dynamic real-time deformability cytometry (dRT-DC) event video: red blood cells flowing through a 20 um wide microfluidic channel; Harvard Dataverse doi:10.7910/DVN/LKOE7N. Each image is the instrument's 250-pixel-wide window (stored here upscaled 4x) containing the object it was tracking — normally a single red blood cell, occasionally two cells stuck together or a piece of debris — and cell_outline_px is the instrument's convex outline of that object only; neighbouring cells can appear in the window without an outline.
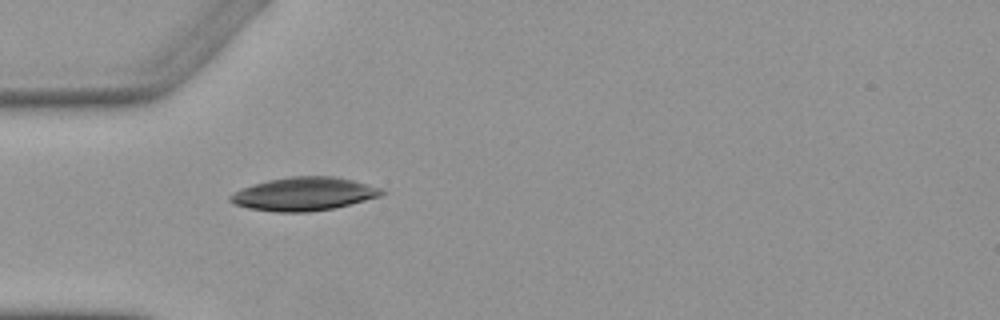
{"species": "Egyptian fruit bat (a non-hibernating species)", "species_latin": "Rousettus aegyptiacus", "temperature_condition": "warm", "stored_images_in_passage": 1, "camera_frame_rate_fps": 3000, "um_per_image_px": 0.085, "animal": {"sex": "female"}, "frame": {"image": 1, "passage_image": 1, "time_ms": 0.0, "image_size_px": [1000, 320], "cell_outline_px": [[388, 192], [380, 196], [332, 208], [308, 212], [276, 212], [248, 208], [236, 204], [228, 200], [228, 196], [244, 188], [268, 180], [288, 176], [336, 176], [368, 184], [380, 188]], "centroid_in_image_um": [25.85, 16.48], "position_along_channel_um": 59.2, "area_um2": 29.13}}